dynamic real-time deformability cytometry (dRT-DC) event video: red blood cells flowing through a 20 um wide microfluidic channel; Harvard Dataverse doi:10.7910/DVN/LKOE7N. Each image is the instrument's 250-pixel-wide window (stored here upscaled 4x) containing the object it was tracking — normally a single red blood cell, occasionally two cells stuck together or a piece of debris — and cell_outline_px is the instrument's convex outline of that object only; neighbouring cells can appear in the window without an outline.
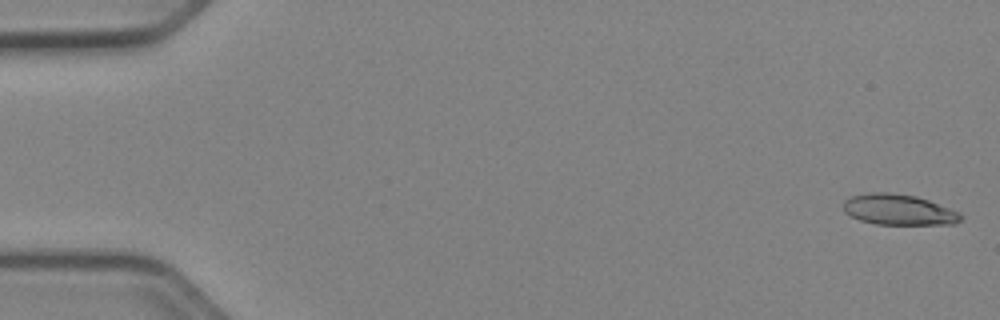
{"species": "Egyptian fruit bat (a non-hibernating species)", "species_latin": "Rousettus aegyptiacus", "temperature_condition": "cold", "stored_images_in_passage": 15, "camera_frame_rate_fps": 3000, "um_per_image_px": 0.085, "animal": {"sex": "female"}, "frame": {"image": 1, "passage_image": 1, "time_ms": 0.0, "image_size_px": [1000, 320], "cell_outline_px": [[964, 216], [960, 220], [952, 224], [876, 224], [860, 220], [844, 212], [844, 200], [852, 196], [868, 192], [888, 192], [916, 196], [928, 200], [960, 212]], "centroid_in_image_um": [76.38, 17.82], "position_along_channel_um": 8.6, "area_um2": 20.92}}